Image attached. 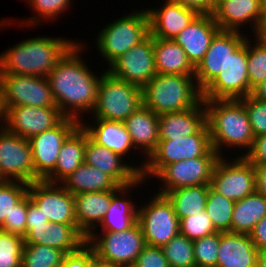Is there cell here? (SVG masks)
Returning <instances> with one entry per match:
<instances>
[{"instance_id":"17","label":"cell","mask_w":266,"mask_h":267,"mask_svg":"<svg viewBox=\"0 0 266 267\" xmlns=\"http://www.w3.org/2000/svg\"><path fill=\"white\" fill-rule=\"evenodd\" d=\"M27 193L49 222L77 224L74 196L61 183L38 180L29 184Z\"/></svg>"},{"instance_id":"49","label":"cell","mask_w":266,"mask_h":267,"mask_svg":"<svg viewBox=\"0 0 266 267\" xmlns=\"http://www.w3.org/2000/svg\"><path fill=\"white\" fill-rule=\"evenodd\" d=\"M244 157L254 167L266 164V133L254 138L252 148Z\"/></svg>"},{"instance_id":"11","label":"cell","mask_w":266,"mask_h":267,"mask_svg":"<svg viewBox=\"0 0 266 267\" xmlns=\"http://www.w3.org/2000/svg\"><path fill=\"white\" fill-rule=\"evenodd\" d=\"M209 185L230 200H241L256 191L255 167L245 157H220Z\"/></svg>"},{"instance_id":"29","label":"cell","mask_w":266,"mask_h":267,"mask_svg":"<svg viewBox=\"0 0 266 267\" xmlns=\"http://www.w3.org/2000/svg\"><path fill=\"white\" fill-rule=\"evenodd\" d=\"M74 196L75 219L79 230L88 237L102 222L111 204V190L79 193Z\"/></svg>"},{"instance_id":"28","label":"cell","mask_w":266,"mask_h":267,"mask_svg":"<svg viewBox=\"0 0 266 267\" xmlns=\"http://www.w3.org/2000/svg\"><path fill=\"white\" fill-rule=\"evenodd\" d=\"M206 123L203 99L194 107L159 115V140L187 137L195 134Z\"/></svg>"},{"instance_id":"36","label":"cell","mask_w":266,"mask_h":267,"mask_svg":"<svg viewBox=\"0 0 266 267\" xmlns=\"http://www.w3.org/2000/svg\"><path fill=\"white\" fill-rule=\"evenodd\" d=\"M234 204L235 201L226 198L209 186L205 211L217 232H231Z\"/></svg>"},{"instance_id":"44","label":"cell","mask_w":266,"mask_h":267,"mask_svg":"<svg viewBox=\"0 0 266 267\" xmlns=\"http://www.w3.org/2000/svg\"><path fill=\"white\" fill-rule=\"evenodd\" d=\"M179 229L181 235L192 241L217 232L205 210L180 219Z\"/></svg>"},{"instance_id":"8","label":"cell","mask_w":266,"mask_h":267,"mask_svg":"<svg viewBox=\"0 0 266 267\" xmlns=\"http://www.w3.org/2000/svg\"><path fill=\"white\" fill-rule=\"evenodd\" d=\"M87 243L99 259L119 267H131L146 245L138 221L131 228L120 232L98 233L94 230L87 237Z\"/></svg>"},{"instance_id":"21","label":"cell","mask_w":266,"mask_h":267,"mask_svg":"<svg viewBox=\"0 0 266 267\" xmlns=\"http://www.w3.org/2000/svg\"><path fill=\"white\" fill-rule=\"evenodd\" d=\"M24 244L46 245L67 253L79 250L87 243V237L79 230L77 224L46 222L33 226L24 237Z\"/></svg>"},{"instance_id":"47","label":"cell","mask_w":266,"mask_h":267,"mask_svg":"<svg viewBox=\"0 0 266 267\" xmlns=\"http://www.w3.org/2000/svg\"><path fill=\"white\" fill-rule=\"evenodd\" d=\"M131 267H170L161 247L145 245Z\"/></svg>"},{"instance_id":"12","label":"cell","mask_w":266,"mask_h":267,"mask_svg":"<svg viewBox=\"0 0 266 267\" xmlns=\"http://www.w3.org/2000/svg\"><path fill=\"white\" fill-rule=\"evenodd\" d=\"M219 158V154L212 149L206 156L166 165L155 176L163 183L157 193L165 194L178 188L210 184L214 166Z\"/></svg>"},{"instance_id":"1","label":"cell","mask_w":266,"mask_h":267,"mask_svg":"<svg viewBox=\"0 0 266 267\" xmlns=\"http://www.w3.org/2000/svg\"><path fill=\"white\" fill-rule=\"evenodd\" d=\"M85 45L76 41L47 76L57 108L79 122L84 121L85 113L92 112L102 77L95 75L80 56Z\"/></svg>"},{"instance_id":"53","label":"cell","mask_w":266,"mask_h":267,"mask_svg":"<svg viewBox=\"0 0 266 267\" xmlns=\"http://www.w3.org/2000/svg\"><path fill=\"white\" fill-rule=\"evenodd\" d=\"M256 191L266 197V164L255 167Z\"/></svg>"},{"instance_id":"51","label":"cell","mask_w":266,"mask_h":267,"mask_svg":"<svg viewBox=\"0 0 266 267\" xmlns=\"http://www.w3.org/2000/svg\"><path fill=\"white\" fill-rule=\"evenodd\" d=\"M184 7L196 10L199 14H212L215 9V0H171Z\"/></svg>"},{"instance_id":"7","label":"cell","mask_w":266,"mask_h":267,"mask_svg":"<svg viewBox=\"0 0 266 267\" xmlns=\"http://www.w3.org/2000/svg\"><path fill=\"white\" fill-rule=\"evenodd\" d=\"M212 149L207 123L193 135L173 140H159L155 151L145 162L141 177L145 180L150 177L153 179L166 165L206 156Z\"/></svg>"},{"instance_id":"26","label":"cell","mask_w":266,"mask_h":267,"mask_svg":"<svg viewBox=\"0 0 266 267\" xmlns=\"http://www.w3.org/2000/svg\"><path fill=\"white\" fill-rule=\"evenodd\" d=\"M257 254L250 234L220 232L216 267H257Z\"/></svg>"},{"instance_id":"55","label":"cell","mask_w":266,"mask_h":267,"mask_svg":"<svg viewBox=\"0 0 266 267\" xmlns=\"http://www.w3.org/2000/svg\"><path fill=\"white\" fill-rule=\"evenodd\" d=\"M91 267H119V266H116V265L111 264L107 261H103V260L99 259L95 255V252H94L93 248L91 247Z\"/></svg>"},{"instance_id":"33","label":"cell","mask_w":266,"mask_h":267,"mask_svg":"<svg viewBox=\"0 0 266 267\" xmlns=\"http://www.w3.org/2000/svg\"><path fill=\"white\" fill-rule=\"evenodd\" d=\"M61 184L72 194L116 190L119 185L100 169L82 163Z\"/></svg>"},{"instance_id":"37","label":"cell","mask_w":266,"mask_h":267,"mask_svg":"<svg viewBox=\"0 0 266 267\" xmlns=\"http://www.w3.org/2000/svg\"><path fill=\"white\" fill-rule=\"evenodd\" d=\"M66 253L46 245L24 244L21 267H61Z\"/></svg>"},{"instance_id":"38","label":"cell","mask_w":266,"mask_h":267,"mask_svg":"<svg viewBox=\"0 0 266 267\" xmlns=\"http://www.w3.org/2000/svg\"><path fill=\"white\" fill-rule=\"evenodd\" d=\"M73 0H28L26 3L29 4L33 12L37 15H33L32 17L27 18L26 20H22L23 27L39 26V24L52 22L58 20L61 13L69 9L70 4H72ZM29 2V3H28ZM46 19V20H45ZM55 19V20H54ZM43 20V21H42ZM25 23V24H24Z\"/></svg>"},{"instance_id":"60","label":"cell","mask_w":266,"mask_h":267,"mask_svg":"<svg viewBox=\"0 0 266 267\" xmlns=\"http://www.w3.org/2000/svg\"><path fill=\"white\" fill-rule=\"evenodd\" d=\"M220 1H222V0H215V7Z\"/></svg>"},{"instance_id":"43","label":"cell","mask_w":266,"mask_h":267,"mask_svg":"<svg viewBox=\"0 0 266 267\" xmlns=\"http://www.w3.org/2000/svg\"><path fill=\"white\" fill-rule=\"evenodd\" d=\"M24 238L0 230V267H21Z\"/></svg>"},{"instance_id":"52","label":"cell","mask_w":266,"mask_h":267,"mask_svg":"<svg viewBox=\"0 0 266 267\" xmlns=\"http://www.w3.org/2000/svg\"><path fill=\"white\" fill-rule=\"evenodd\" d=\"M250 236L258 250H266V216L255 225Z\"/></svg>"},{"instance_id":"18","label":"cell","mask_w":266,"mask_h":267,"mask_svg":"<svg viewBox=\"0 0 266 267\" xmlns=\"http://www.w3.org/2000/svg\"><path fill=\"white\" fill-rule=\"evenodd\" d=\"M64 117L57 107L14 106L5 111L2 126L8 132L29 140L55 127Z\"/></svg>"},{"instance_id":"6","label":"cell","mask_w":266,"mask_h":267,"mask_svg":"<svg viewBox=\"0 0 266 267\" xmlns=\"http://www.w3.org/2000/svg\"><path fill=\"white\" fill-rule=\"evenodd\" d=\"M143 106V92L138 86L102 73L92 118L124 122Z\"/></svg>"},{"instance_id":"25","label":"cell","mask_w":266,"mask_h":267,"mask_svg":"<svg viewBox=\"0 0 266 267\" xmlns=\"http://www.w3.org/2000/svg\"><path fill=\"white\" fill-rule=\"evenodd\" d=\"M146 181L147 180L140 177L132 184L119 186L116 190H111V204L99 225V228H101L99 229L100 231H124L131 228L138 221L137 202L134 203V201L131 200L132 196L130 199L129 197L134 188Z\"/></svg>"},{"instance_id":"56","label":"cell","mask_w":266,"mask_h":267,"mask_svg":"<svg viewBox=\"0 0 266 267\" xmlns=\"http://www.w3.org/2000/svg\"><path fill=\"white\" fill-rule=\"evenodd\" d=\"M254 37L266 43V17L261 20L258 30L254 35Z\"/></svg>"},{"instance_id":"20","label":"cell","mask_w":266,"mask_h":267,"mask_svg":"<svg viewBox=\"0 0 266 267\" xmlns=\"http://www.w3.org/2000/svg\"><path fill=\"white\" fill-rule=\"evenodd\" d=\"M123 159L125 158L121 155L95 143L86 132L84 163L108 174L119 186H126L138 180L146 162L144 159V161L140 162V166H136L132 161V164H127Z\"/></svg>"},{"instance_id":"31","label":"cell","mask_w":266,"mask_h":267,"mask_svg":"<svg viewBox=\"0 0 266 267\" xmlns=\"http://www.w3.org/2000/svg\"><path fill=\"white\" fill-rule=\"evenodd\" d=\"M86 131L79 125L63 142L55 168L43 179L50 183H61L84 163Z\"/></svg>"},{"instance_id":"57","label":"cell","mask_w":266,"mask_h":267,"mask_svg":"<svg viewBox=\"0 0 266 267\" xmlns=\"http://www.w3.org/2000/svg\"><path fill=\"white\" fill-rule=\"evenodd\" d=\"M4 117H5V107L3 105L2 81H1V75H0V127L3 124Z\"/></svg>"},{"instance_id":"59","label":"cell","mask_w":266,"mask_h":267,"mask_svg":"<svg viewBox=\"0 0 266 267\" xmlns=\"http://www.w3.org/2000/svg\"><path fill=\"white\" fill-rule=\"evenodd\" d=\"M261 20L266 17V0H260Z\"/></svg>"},{"instance_id":"50","label":"cell","mask_w":266,"mask_h":267,"mask_svg":"<svg viewBox=\"0 0 266 267\" xmlns=\"http://www.w3.org/2000/svg\"><path fill=\"white\" fill-rule=\"evenodd\" d=\"M46 222H48L47 217L42 214L41 209L38 208L28 195L26 234L33 228V226L44 225Z\"/></svg>"},{"instance_id":"45","label":"cell","mask_w":266,"mask_h":267,"mask_svg":"<svg viewBox=\"0 0 266 267\" xmlns=\"http://www.w3.org/2000/svg\"><path fill=\"white\" fill-rule=\"evenodd\" d=\"M28 211V193L13 207L5 217L1 230L21 237L26 236V219Z\"/></svg>"},{"instance_id":"46","label":"cell","mask_w":266,"mask_h":267,"mask_svg":"<svg viewBox=\"0 0 266 267\" xmlns=\"http://www.w3.org/2000/svg\"><path fill=\"white\" fill-rule=\"evenodd\" d=\"M245 106L255 137L266 133V102L254 98L251 94L239 99Z\"/></svg>"},{"instance_id":"48","label":"cell","mask_w":266,"mask_h":267,"mask_svg":"<svg viewBox=\"0 0 266 267\" xmlns=\"http://www.w3.org/2000/svg\"><path fill=\"white\" fill-rule=\"evenodd\" d=\"M61 267H91V246L86 243L79 250L67 253Z\"/></svg>"},{"instance_id":"35","label":"cell","mask_w":266,"mask_h":267,"mask_svg":"<svg viewBox=\"0 0 266 267\" xmlns=\"http://www.w3.org/2000/svg\"><path fill=\"white\" fill-rule=\"evenodd\" d=\"M209 184L178 188L164 195L172 202L176 216L180 219L204 211Z\"/></svg>"},{"instance_id":"13","label":"cell","mask_w":266,"mask_h":267,"mask_svg":"<svg viewBox=\"0 0 266 267\" xmlns=\"http://www.w3.org/2000/svg\"><path fill=\"white\" fill-rule=\"evenodd\" d=\"M0 75L5 111L14 106L57 107L47 77Z\"/></svg>"},{"instance_id":"19","label":"cell","mask_w":266,"mask_h":267,"mask_svg":"<svg viewBox=\"0 0 266 267\" xmlns=\"http://www.w3.org/2000/svg\"><path fill=\"white\" fill-rule=\"evenodd\" d=\"M243 32L220 30L212 39L203 59L195 67L197 86L203 91L223 70L229 56L246 40Z\"/></svg>"},{"instance_id":"58","label":"cell","mask_w":266,"mask_h":267,"mask_svg":"<svg viewBox=\"0 0 266 267\" xmlns=\"http://www.w3.org/2000/svg\"><path fill=\"white\" fill-rule=\"evenodd\" d=\"M257 267H266V250H258Z\"/></svg>"},{"instance_id":"2","label":"cell","mask_w":266,"mask_h":267,"mask_svg":"<svg viewBox=\"0 0 266 267\" xmlns=\"http://www.w3.org/2000/svg\"><path fill=\"white\" fill-rule=\"evenodd\" d=\"M75 41L54 36L20 41L0 53V74L47 77Z\"/></svg>"},{"instance_id":"14","label":"cell","mask_w":266,"mask_h":267,"mask_svg":"<svg viewBox=\"0 0 266 267\" xmlns=\"http://www.w3.org/2000/svg\"><path fill=\"white\" fill-rule=\"evenodd\" d=\"M0 180L35 182L29 140L0 127Z\"/></svg>"},{"instance_id":"41","label":"cell","mask_w":266,"mask_h":267,"mask_svg":"<svg viewBox=\"0 0 266 267\" xmlns=\"http://www.w3.org/2000/svg\"><path fill=\"white\" fill-rule=\"evenodd\" d=\"M29 184L20 181L0 180V230L6 216L28 192Z\"/></svg>"},{"instance_id":"16","label":"cell","mask_w":266,"mask_h":267,"mask_svg":"<svg viewBox=\"0 0 266 267\" xmlns=\"http://www.w3.org/2000/svg\"><path fill=\"white\" fill-rule=\"evenodd\" d=\"M79 125L78 120L64 117L55 127L29 139L35 181L43 180L55 168L63 142Z\"/></svg>"},{"instance_id":"32","label":"cell","mask_w":266,"mask_h":267,"mask_svg":"<svg viewBox=\"0 0 266 267\" xmlns=\"http://www.w3.org/2000/svg\"><path fill=\"white\" fill-rule=\"evenodd\" d=\"M154 60L157 74L194 76L195 67L183 48L173 39L154 37Z\"/></svg>"},{"instance_id":"4","label":"cell","mask_w":266,"mask_h":267,"mask_svg":"<svg viewBox=\"0 0 266 267\" xmlns=\"http://www.w3.org/2000/svg\"><path fill=\"white\" fill-rule=\"evenodd\" d=\"M143 105L155 114L188 110L202 100L194 76L156 74L143 88Z\"/></svg>"},{"instance_id":"10","label":"cell","mask_w":266,"mask_h":267,"mask_svg":"<svg viewBox=\"0 0 266 267\" xmlns=\"http://www.w3.org/2000/svg\"><path fill=\"white\" fill-rule=\"evenodd\" d=\"M250 94L246 38L228 57L223 70L202 91V99H240Z\"/></svg>"},{"instance_id":"9","label":"cell","mask_w":266,"mask_h":267,"mask_svg":"<svg viewBox=\"0 0 266 267\" xmlns=\"http://www.w3.org/2000/svg\"><path fill=\"white\" fill-rule=\"evenodd\" d=\"M141 205L138 206V222L146 245L162 247L180 234L179 218L166 195L155 192L148 203Z\"/></svg>"},{"instance_id":"42","label":"cell","mask_w":266,"mask_h":267,"mask_svg":"<svg viewBox=\"0 0 266 267\" xmlns=\"http://www.w3.org/2000/svg\"><path fill=\"white\" fill-rule=\"evenodd\" d=\"M220 232L193 241L194 259L198 267H216Z\"/></svg>"},{"instance_id":"27","label":"cell","mask_w":266,"mask_h":267,"mask_svg":"<svg viewBox=\"0 0 266 267\" xmlns=\"http://www.w3.org/2000/svg\"><path fill=\"white\" fill-rule=\"evenodd\" d=\"M124 124L130 134L133 146L138 152L141 149L146 160L155 151L159 141V115L141 106L131 114Z\"/></svg>"},{"instance_id":"39","label":"cell","mask_w":266,"mask_h":267,"mask_svg":"<svg viewBox=\"0 0 266 267\" xmlns=\"http://www.w3.org/2000/svg\"><path fill=\"white\" fill-rule=\"evenodd\" d=\"M170 267H195L193 241L178 234L162 247Z\"/></svg>"},{"instance_id":"15","label":"cell","mask_w":266,"mask_h":267,"mask_svg":"<svg viewBox=\"0 0 266 267\" xmlns=\"http://www.w3.org/2000/svg\"><path fill=\"white\" fill-rule=\"evenodd\" d=\"M108 67L106 71L114 77L142 89L157 74L154 60V37L149 33Z\"/></svg>"},{"instance_id":"3","label":"cell","mask_w":266,"mask_h":267,"mask_svg":"<svg viewBox=\"0 0 266 267\" xmlns=\"http://www.w3.org/2000/svg\"><path fill=\"white\" fill-rule=\"evenodd\" d=\"M212 148L223 157L224 149H243L244 157L252 148L254 134L247 110L239 99L203 100ZM234 147V148H232Z\"/></svg>"},{"instance_id":"22","label":"cell","mask_w":266,"mask_h":267,"mask_svg":"<svg viewBox=\"0 0 266 267\" xmlns=\"http://www.w3.org/2000/svg\"><path fill=\"white\" fill-rule=\"evenodd\" d=\"M149 33L155 38L174 39L199 13L179 3L166 0L163 6L146 9Z\"/></svg>"},{"instance_id":"5","label":"cell","mask_w":266,"mask_h":267,"mask_svg":"<svg viewBox=\"0 0 266 267\" xmlns=\"http://www.w3.org/2000/svg\"><path fill=\"white\" fill-rule=\"evenodd\" d=\"M136 10L115 19L116 21H112L97 32L95 45L108 66L149 34L146 8Z\"/></svg>"},{"instance_id":"54","label":"cell","mask_w":266,"mask_h":267,"mask_svg":"<svg viewBox=\"0 0 266 267\" xmlns=\"http://www.w3.org/2000/svg\"><path fill=\"white\" fill-rule=\"evenodd\" d=\"M251 95L258 100L266 102V80L258 84L252 90Z\"/></svg>"},{"instance_id":"34","label":"cell","mask_w":266,"mask_h":267,"mask_svg":"<svg viewBox=\"0 0 266 267\" xmlns=\"http://www.w3.org/2000/svg\"><path fill=\"white\" fill-rule=\"evenodd\" d=\"M264 216H266V197L254 191L243 199L235 201L231 232L250 234Z\"/></svg>"},{"instance_id":"30","label":"cell","mask_w":266,"mask_h":267,"mask_svg":"<svg viewBox=\"0 0 266 267\" xmlns=\"http://www.w3.org/2000/svg\"><path fill=\"white\" fill-rule=\"evenodd\" d=\"M93 121L95 122L92 124L81 121L80 125L95 143L105 146L125 158L130 155L132 150L134 152L135 149L124 122L104 119H94Z\"/></svg>"},{"instance_id":"24","label":"cell","mask_w":266,"mask_h":267,"mask_svg":"<svg viewBox=\"0 0 266 267\" xmlns=\"http://www.w3.org/2000/svg\"><path fill=\"white\" fill-rule=\"evenodd\" d=\"M212 15L221 30L244 33L240 29L250 24L254 36L261 22L260 0H222Z\"/></svg>"},{"instance_id":"23","label":"cell","mask_w":266,"mask_h":267,"mask_svg":"<svg viewBox=\"0 0 266 267\" xmlns=\"http://www.w3.org/2000/svg\"><path fill=\"white\" fill-rule=\"evenodd\" d=\"M220 30L212 14H199L173 40L183 48L189 61L196 67Z\"/></svg>"},{"instance_id":"40","label":"cell","mask_w":266,"mask_h":267,"mask_svg":"<svg viewBox=\"0 0 266 267\" xmlns=\"http://www.w3.org/2000/svg\"><path fill=\"white\" fill-rule=\"evenodd\" d=\"M251 38V39H250ZM250 35L247 37L248 74L252 90L266 80V43Z\"/></svg>"}]
</instances>
